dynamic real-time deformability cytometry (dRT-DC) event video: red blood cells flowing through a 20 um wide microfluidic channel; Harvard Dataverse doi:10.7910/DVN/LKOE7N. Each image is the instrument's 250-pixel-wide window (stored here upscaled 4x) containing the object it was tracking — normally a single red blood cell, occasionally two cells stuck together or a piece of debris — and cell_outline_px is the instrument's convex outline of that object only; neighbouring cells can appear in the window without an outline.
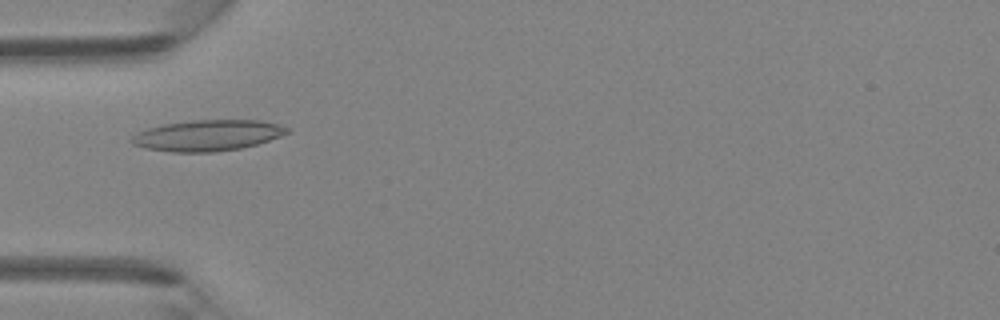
{"species": "Egyptian fruit bat (a non-hibernating species)", "species_latin": "Rousettus aegyptiacus", "temperature_condition": "room temperature", "stored_images_in_passage": 34, "camera_frame_rate_fps": 3000, "um_per_image_px": 0.085, "animal": {"sex": "female"}, "frame": {"image": 1, "passage_image": 3, "time_ms": 0.667, "image_size_px": [1000, 320], "cell_outline_px": [[288, 132], [280, 136], [256, 144], [240, 148], [212, 152], [172, 152], [144, 148], [132, 144], [128, 140], [136, 132], [148, 128], [164, 124], [192, 120], [260, 120], [276, 124], [288, 128]], "centroid_in_image_um": [17.57, 11.51], "position_along_channel_um": 67.4, "area_um2": 27.92}}
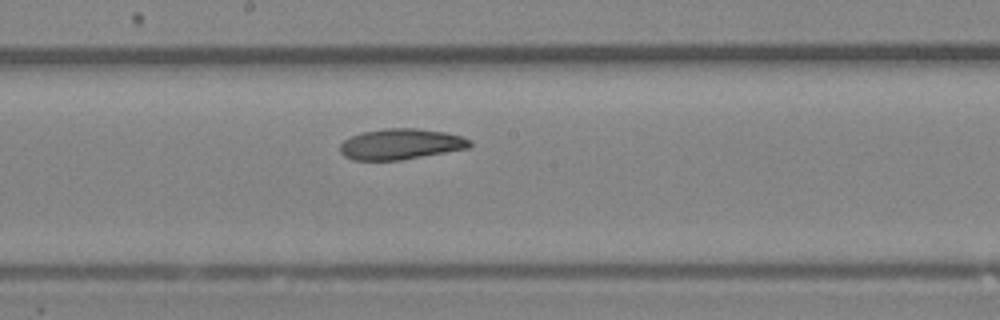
{"frame": {"image": 2, "passage_image": 13, "time_ms": 4.0, "image_size_px": [1000, 320], "cell_outline_px": [[472, 144], [468, 148], [400, 160], [352, 160], [344, 156], [340, 152], [340, 144], [344, 140], [352, 136], [364, 132], [388, 128], [416, 128], [444, 132], [460, 136], [472, 140]], "centroid_in_image_um": [34.05, 12.25], "position_along_channel_um": 214.1, "area_um2": 23.06}}
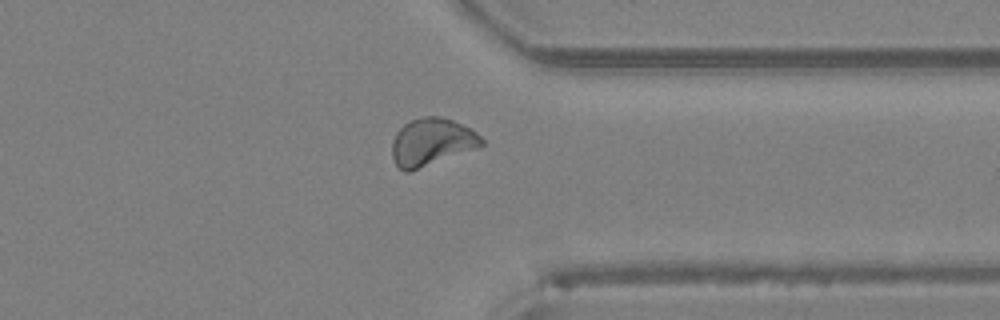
{"frame": {"image": 3, "passage_image": 24, "time_ms": 7.667, "image_size_px": [1000, 320], "cell_outline_px": [[484, 144], [480, 148], [408, 172], [404, 172], [396, 164], [392, 156], [392, 144], [396, 132], [408, 120], [424, 116], [440, 116], [452, 120], [476, 132], [484, 140]], "centroid_in_image_um": [36.7, 12.07], "position_along_channel_um": 374.7, "area_um2": 24.85}}